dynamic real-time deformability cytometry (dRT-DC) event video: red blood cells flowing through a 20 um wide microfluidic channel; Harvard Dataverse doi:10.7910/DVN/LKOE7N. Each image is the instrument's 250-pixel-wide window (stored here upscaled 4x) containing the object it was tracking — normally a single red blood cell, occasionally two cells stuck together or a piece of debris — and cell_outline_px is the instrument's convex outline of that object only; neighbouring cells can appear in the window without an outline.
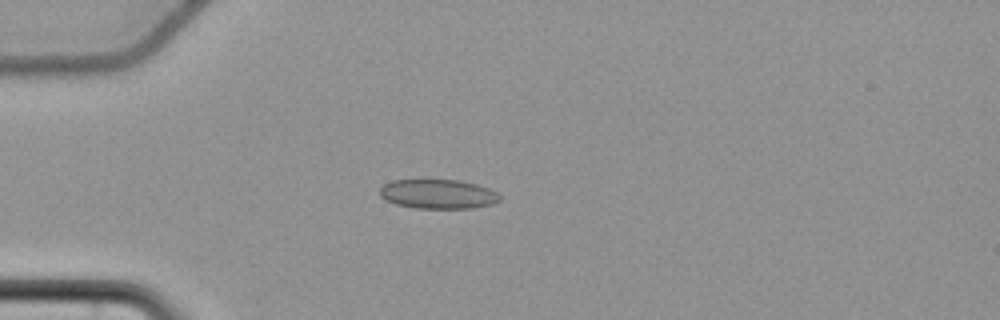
{"species": "common noctule bat (a hibernating species)", "species_latin": "Nyctalus noctula", "temperature_condition": "cold", "stored_images_in_passage": 49, "camera_frame_rate_fps": 3000, "um_per_image_px": 0.085, "animal": {"sex": "female", "body_mass_g": 22.7, "forearm_length_mm": 54.2}, "frame": {"image": 1, "passage_image": 9, "time_ms": 2.667, "image_size_px": [1000, 320], "cell_outline_px": [[500, 200], [492, 204], [472, 208], [416, 208], [396, 204], [384, 200], [380, 196], [380, 188], [384, 184], [392, 180], [460, 180], [476, 184], [488, 188], [496, 192], [500, 196]], "centroid_in_image_um": [37.21, 16.49], "position_along_channel_um": 47.8, "area_um2": 20.52}}
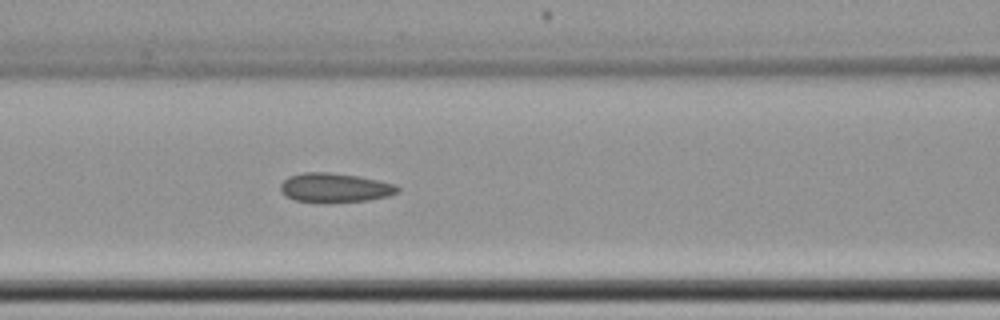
{"frame": {"image": 2, "passage_image": 18, "time_ms": 5.667, "image_size_px": [1000, 320], "cell_outline_px": [[400, 192], [388, 196], [368, 200], [292, 200], [284, 196], [280, 192], [280, 184], [288, 176], [300, 172], [328, 172], [360, 176], [396, 184], [400, 188]], "centroid_in_image_um": [28.45, 15.91], "position_along_channel_um": 138.1, "area_um2": 19.59}}
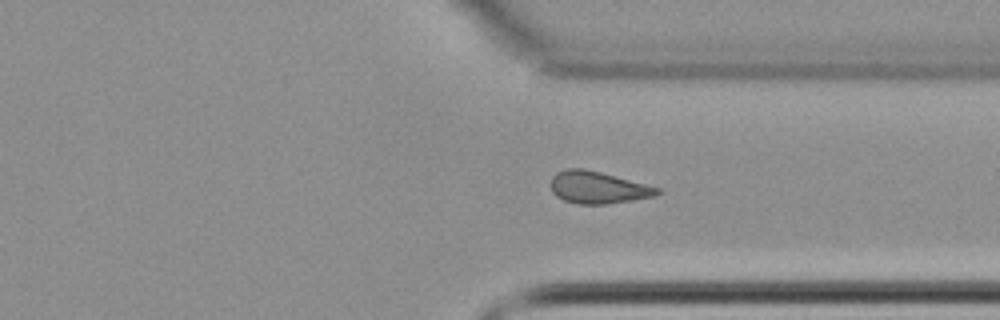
{"frame": {"image": 3, "passage_image": 36, "time_ms": 11.667, "image_size_px": [1000, 320], "cell_outline_px": [[664, 192], [656, 196], [604, 204], [576, 204], [564, 200], [556, 196], [552, 192], [552, 176], [556, 172], [568, 168], [584, 168], [600, 172], [660, 188]], "centroid_in_image_um": [50.82, 15.94], "position_along_channel_um": 360.6, "area_um2": 19.83}, "authors_computed_cell_mechanics": {"area_um2": 19.941, "velocity_mm_per_s": 3.697, "shape_relaxation_time_tau1_ms": null, "shape_relaxation_time_tau2_ms": 3.8304, "deformation_change_tau1": null, "deformation_change_tau2": 0.1071}}